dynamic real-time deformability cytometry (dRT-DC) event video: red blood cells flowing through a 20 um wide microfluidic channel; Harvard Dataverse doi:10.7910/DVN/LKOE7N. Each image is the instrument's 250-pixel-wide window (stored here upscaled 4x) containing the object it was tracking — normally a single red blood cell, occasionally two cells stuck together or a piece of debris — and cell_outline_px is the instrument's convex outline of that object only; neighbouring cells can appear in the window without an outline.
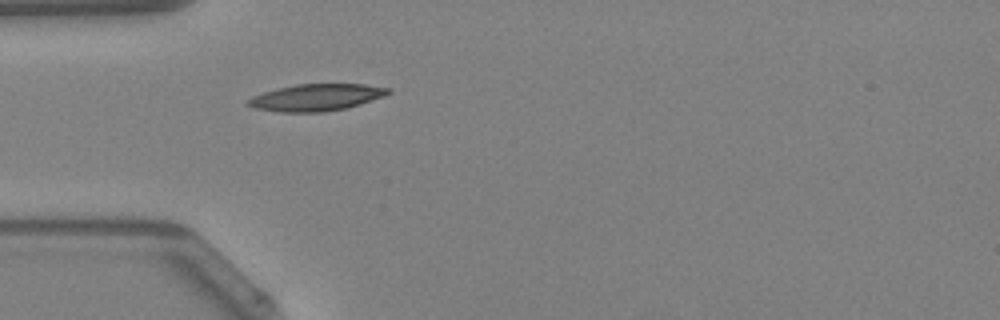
{"species": "Egyptian fruit bat (a non-hibernating species)", "species_latin": "Rousettus aegyptiacus", "temperature_condition": "warm", "stored_images_in_passage": 34, "camera_frame_rate_fps": 3000, "um_per_image_px": 0.085, "animal": {"sex": "female"}, "frame": {"image": 1, "passage_image": 1, "time_ms": 0.0, "image_size_px": [1000, 320], "cell_outline_px": [[392, 92], [384, 96], [360, 104], [344, 108], [324, 112], [280, 112], [256, 108], [244, 104], [252, 96], [276, 88], [296, 84], [364, 84], [392, 88]], "centroid_in_image_um": [26.89, 8.27], "position_along_channel_um": 58.1, "area_um2": 21.96}, "authors_computed_cell_mechanics": {"area_um2": 21.0103, "velocity_mm_per_s": 4.2537, "shape_relaxation_time_tau1_ms": 3.9149, "shape_relaxation_time_tau2_ms": 1.3877, "deformation_change_tau1": 0.1744, "deformation_change_tau2": 0.0781}}